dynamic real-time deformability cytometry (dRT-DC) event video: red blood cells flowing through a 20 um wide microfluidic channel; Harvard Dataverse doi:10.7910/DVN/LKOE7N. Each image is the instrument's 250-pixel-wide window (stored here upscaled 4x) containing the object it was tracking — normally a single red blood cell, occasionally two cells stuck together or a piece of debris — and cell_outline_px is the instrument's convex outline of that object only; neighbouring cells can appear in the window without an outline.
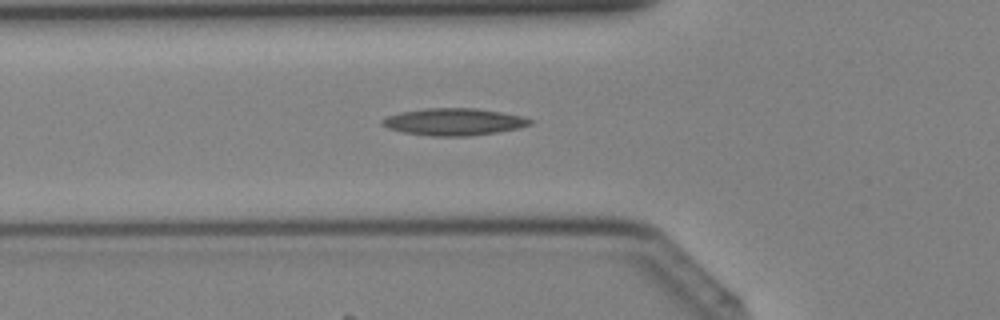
{"species": "Egyptian fruit bat (a non-hibernating species)", "species_latin": "Rousettus aegyptiacus", "temperature_condition": "cold", "stored_images_in_passage": 39, "camera_frame_rate_fps": 3000, "um_per_image_px": 0.085, "animal": {"sex": "female"}, "frame": {"image": 1, "passage_image": 13, "time_ms": 4.0, "image_size_px": [1000, 320], "cell_outline_px": [[532, 124], [520, 128], [496, 132], [468, 136], [432, 136], [404, 132], [388, 128], [380, 124], [380, 120], [388, 116], [400, 112], [424, 108], [476, 108], [524, 116], [532, 120]], "centroid_in_image_um": [38.58, 10.35], "position_along_channel_um": 87.2, "area_um2": 23.35}}
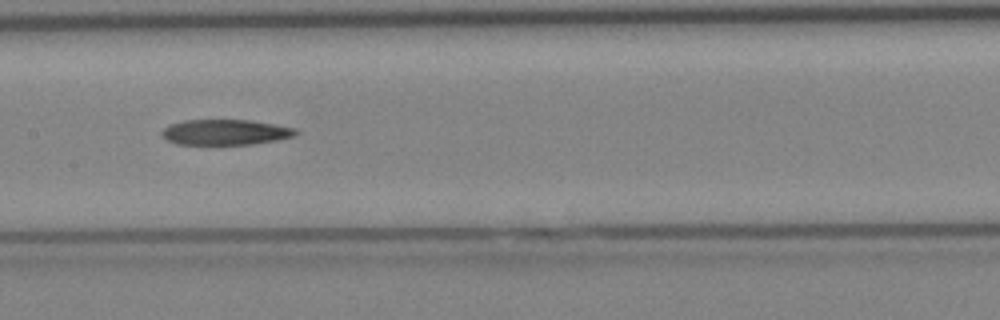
{"frame": {"image": 2, "passage_image": 19, "time_ms": 6.0, "image_size_px": [1000, 320], "cell_outline_px": [[300, 132], [296, 136], [276, 140], [252, 144], [176, 144], [168, 140], [160, 132], [168, 124], [184, 120], [252, 120], [276, 124], [296, 128]], "centroid_in_image_um": [19.2, 11.23], "position_along_channel_um": 188.2, "area_um2": 20.0}}
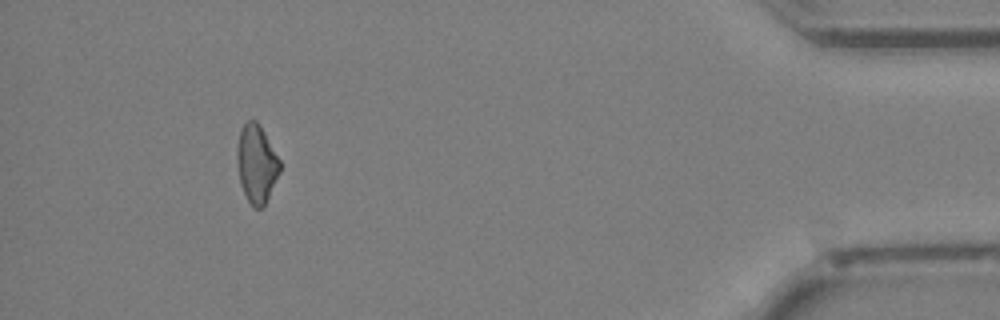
{"frame": {"image": 3, "passage_image": 36, "time_ms": 11.667, "image_size_px": [1000, 320], "cell_outline_px": [[280, 172], [264, 204], [260, 208], [252, 208], [240, 184], [236, 156], [236, 152], [240, 132], [244, 124], [248, 120], [256, 120], [264, 132], [280, 160]], "centroid_in_image_um": [21.79, 13.92], "position_along_channel_um": 413.4, "area_um2": 19.19}}